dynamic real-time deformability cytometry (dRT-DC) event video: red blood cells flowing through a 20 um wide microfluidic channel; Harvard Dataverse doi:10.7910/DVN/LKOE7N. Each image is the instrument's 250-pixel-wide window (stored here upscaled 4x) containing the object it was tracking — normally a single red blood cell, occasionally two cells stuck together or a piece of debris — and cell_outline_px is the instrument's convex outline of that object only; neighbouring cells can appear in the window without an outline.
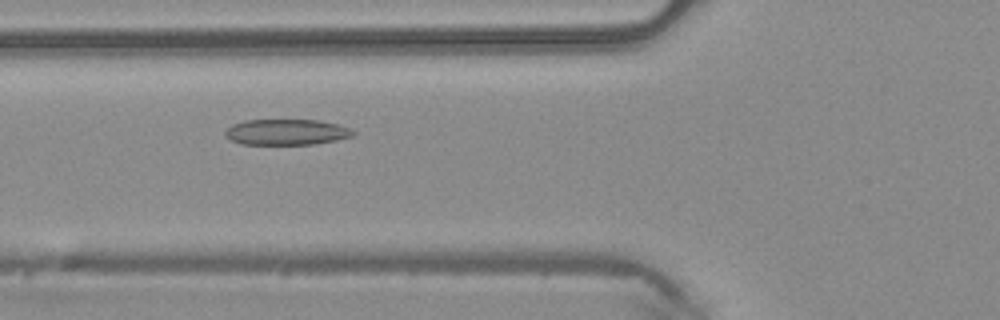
{"species": "common noctule bat (a hibernating species)", "species_latin": "Nyctalus noctula", "temperature_condition": "warm", "stored_images_in_passage": 33, "camera_frame_rate_fps": 3000, "um_per_image_px": 0.085, "animal": {"sex": "male", "body_mass_g": 20.4}, "frame": {"image": 1, "passage_image": 3, "time_ms": 0.667, "image_size_px": [1000, 320], "cell_outline_px": [[356, 132], [352, 136], [336, 140], [312, 144], [240, 144], [232, 140], [224, 132], [232, 124], [244, 120], [316, 120], [336, 124], [348, 128]], "centroid_in_image_um": [24.33, 11.22], "position_along_channel_um": 101.5, "area_um2": 18.96}}
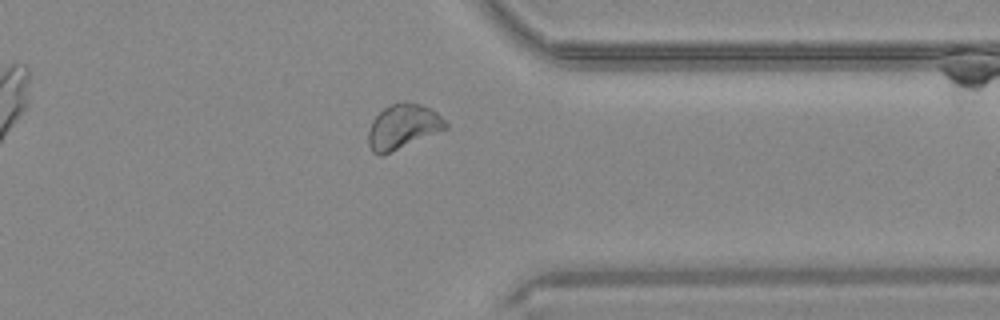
{"frame": {"image": 2, "passage_image": 23, "time_ms": 7.333, "image_size_px": [1000, 320], "cell_outline_px": [[448, 128], [380, 156], [376, 156], [372, 152], [368, 144], [368, 132], [372, 120], [384, 108], [392, 104], [420, 104], [432, 108], [448, 124]], "centroid_in_image_um": [34.23, 10.79], "position_along_channel_um": 377.2, "area_um2": 19.71}}
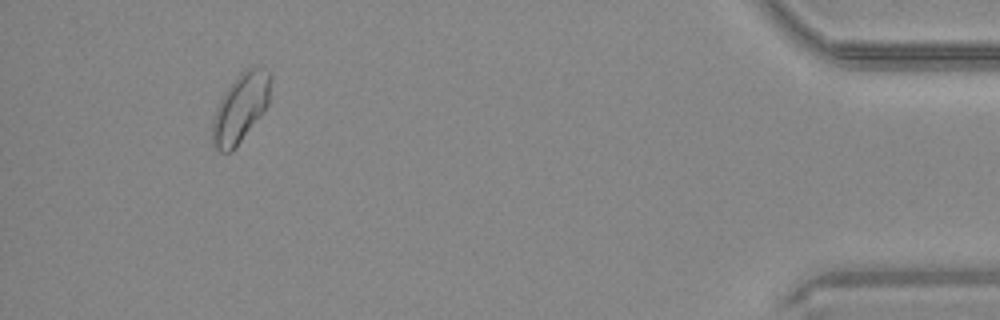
{"frame": {"image": 3, "passage_image": 30, "time_ms": 9.667, "image_size_px": [1000, 320], "cell_outline_px": [[272, 80], [268, 104], [264, 112], [232, 152], [220, 152], [212, 144], [212, 124], [216, 108], [220, 100], [228, 88], [240, 72], [244, 68], [256, 64], [272, 72]], "centroid_in_image_um": [20.49, 9.12], "position_along_channel_um": 414.7, "area_um2": 23.7}}